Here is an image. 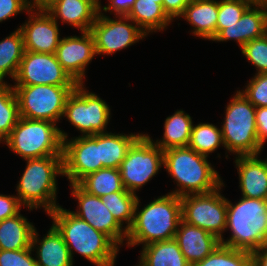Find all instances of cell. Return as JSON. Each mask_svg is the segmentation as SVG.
Instances as JSON below:
<instances>
[{
  "label": "cell",
  "mask_w": 267,
  "mask_h": 266,
  "mask_svg": "<svg viewBox=\"0 0 267 266\" xmlns=\"http://www.w3.org/2000/svg\"><path fill=\"white\" fill-rule=\"evenodd\" d=\"M20 117L58 123L65 103L76 86L14 85Z\"/></svg>",
  "instance_id": "cell-8"
},
{
  "label": "cell",
  "mask_w": 267,
  "mask_h": 266,
  "mask_svg": "<svg viewBox=\"0 0 267 266\" xmlns=\"http://www.w3.org/2000/svg\"><path fill=\"white\" fill-rule=\"evenodd\" d=\"M224 147L221 128L212 123H199L192 126L188 147L209 157L219 146Z\"/></svg>",
  "instance_id": "cell-33"
},
{
  "label": "cell",
  "mask_w": 267,
  "mask_h": 266,
  "mask_svg": "<svg viewBox=\"0 0 267 266\" xmlns=\"http://www.w3.org/2000/svg\"><path fill=\"white\" fill-rule=\"evenodd\" d=\"M114 18L99 12L90 29L97 55H112L147 37L128 16Z\"/></svg>",
  "instance_id": "cell-12"
},
{
  "label": "cell",
  "mask_w": 267,
  "mask_h": 266,
  "mask_svg": "<svg viewBox=\"0 0 267 266\" xmlns=\"http://www.w3.org/2000/svg\"><path fill=\"white\" fill-rule=\"evenodd\" d=\"M163 167L178 186L169 194L178 197L209 193L224 183L208 157L188 146L164 150Z\"/></svg>",
  "instance_id": "cell-3"
},
{
  "label": "cell",
  "mask_w": 267,
  "mask_h": 266,
  "mask_svg": "<svg viewBox=\"0 0 267 266\" xmlns=\"http://www.w3.org/2000/svg\"><path fill=\"white\" fill-rule=\"evenodd\" d=\"M250 1H252L253 3H260V2H262V0H250Z\"/></svg>",
  "instance_id": "cell-47"
},
{
  "label": "cell",
  "mask_w": 267,
  "mask_h": 266,
  "mask_svg": "<svg viewBox=\"0 0 267 266\" xmlns=\"http://www.w3.org/2000/svg\"><path fill=\"white\" fill-rule=\"evenodd\" d=\"M35 227L20 214L0 222V250H22L31 248Z\"/></svg>",
  "instance_id": "cell-24"
},
{
  "label": "cell",
  "mask_w": 267,
  "mask_h": 266,
  "mask_svg": "<svg viewBox=\"0 0 267 266\" xmlns=\"http://www.w3.org/2000/svg\"><path fill=\"white\" fill-rule=\"evenodd\" d=\"M222 245L253 252L267 246V200L243 197L233 205L227 198L226 230Z\"/></svg>",
  "instance_id": "cell-5"
},
{
  "label": "cell",
  "mask_w": 267,
  "mask_h": 266,
  "mask_svg": "<svg viewBox=\"0 0 267 266\" xmlns=\"http://www.w3.org/2000/svg\"><path fill=\"white\" fill-rule=\"evenodd\" d=\"M102 169L99 154V134L63 140V176L70 184Z\"/></svg>",
  "instance_id": "cell-14"
},
{
  "label": "cell",
  "mask_w": 267,
  "mask_h": 266,
  "mask_svg": "<svg viewBox=\"0 0 267 266\" xmlns=\"http://www.w3.org/2000/svg\"><path fill=\"white\" fill-rule=\"evenodd\" d=\"M99 0H55L45 10L58 22L90 31L99 13Z\"/></svg>",
  "instance_id": "cell-19"
},
{
  "label": "cell",
  "mask_w": 267,
  "mask_h": 266,
  "mask_svg": "<svg viewBox=\"0 0 267 266\" xmlns=\"http://www.w3.org/2000/svg\"><path fill=\"white\" fill-rule=\"evenodd\" d=\"M85 87L84 84H78L69 94L63 117H66L82 136L107 133L111 109L105 100Z\"/></svg>",
  "instance_id": "cell-9"
},
{
  "label": "cell",
  "mask_w": 267,
  "mask_h": 266,
  "mask_svg": "<svg viewBox=\"0 0 267 266\" xmlns=\"http://www.w3.org/2000/svg\"><path fill=\"white\" fill-rule=\"evenodd\" d=\"M23 206L18 197L13 195L0 194V222L18 214Z\"/></svg>",
  "instance_id": "cell-40"
},
{
  "label": "cell",
  "mask_w": 267,
  "mask_h": 266,
  "mask_svg": "<svg viewBox=\"0 0 267 266\" xmlns=\"http://www.w3.org/2000/svg\"><path fill=\"white\" fill-rule=\"evenodd\" d=\"M128 17L146 34L167 29L173 22L158 0H136Z\"/></svg>",
  "instance_id": "cell-25"
},
{
  "label": "cell",
  "mask_w": 267,
  "mask_h": 266,
  "mask_svg": "<svg viewBox=\"0 0 267 266\" xmlns=\"http://www.w3.org/2000/svg\"><path fill=\"white\" fill-rule=\"evenodd\" d=\"M32 248L22 250H0V266H37Z\"/></svg>",
  "instance_id": "cell-38"
},
{
  "label": "cell",
  "mask_w": 267,
  "mask_h": 266,
  "mask_svg": "<svg viewBox=\"0 0 267 266\" xmlns=\"http://www.w3.org/2000/svg\"><path fill=\"white\" fill-rule=\"evenodd\" d=\"M255 119L259 143L262 148H264V144L267 140V107H257Z\"/></svg>",
  "instance_id": "cell-43"
},
{
  "label": "cell",
  "mask_w": 267,
  "mask_h": 266,
  "mask_svg": "<svg viewBox=\"0 0 267 266\" xmlns=\"http://www.w3.org/2000/svg\"><path fill=\"white\" fill-rule=\"evenodd\" d=\"M135 266H145V265L139 260L138 265Z\"/></svg>",
  "instance_id": "cell-48"
},
{
  "label": "cell",
  "mask_w": 267,
  "mask_h": 266,
  "mask_svg": "<svg viewBox=\"0 0 267 266\" xmlns=\"http://www.w3.org/2000/svg\"><path fill=\"white\" fill-rule=\"evenodd\" d=\"M174 239L190 265L203 260L221 244L215 235L183 220L179 223Z\"/></svg>",
  "instance_id": "cell-20"
},
{
  "label": "cell",
  "mask_w": 267,
  "mask_h": 266,
  "mask_svg": "<svg viewBox=\"0 0 267 266\" xmlns=\"http://www.w3.org/2000/svg\"><path fill=\"white\" fill-rule=\"evenodd\" d=\"M251 254L252 266H267V246L261 247Z\"/></svg>",
  "instance_id": "cell-44"
},
{
  "label": "cell",
  "mask_w": 267,
  "mask_h": 266,
  "mask_svg": "<svg viewBox=\"0 0 267 266\" xmlns=\"http://www.w3.org/2000/svg\"><path fill=\"white\" fill-rule=\"evenodd\" d=\"M24 39L19 28L0 41V83L9 76L14 80L24 55Z\"/></svg>",
  "instance_id": "cell-29"
},
{
  "label": "cell",
  "mask_w": 267,
  "mask_h": 266,
  "mask_svg": "<svg viewBox=\"0 0 267 266\" xmlns=\"http://www.w3.org/2000/svg\"><path fill=\"white\" fill-rule=\"evenodd\" d=\"M15 85L77 86L55 54L24 52L14 78Z\"/></svg>",
  "instance_id": "cell-13"
},
{
  "label": "cell",
  "mask_w": 267,
  "mask_h": 266,
  "mask_svg": "<svg viewBox=\"0 0 267 266\" xmlns=\"http://www.w3.org/2000/svg\"><path fill=\"white\" fill-rule=\"evenodd\" d=\"M143 133H100L99 154L102 168H118L125 159L128 149Z\"/></svg>",
  "instance_id": "cell-26"
},
{
  "label": "cell",
  "mask_w": 267,
  "mask_h": 266,
  "mask_svg": "<svg viewBox=\"0 0 267 266\" xmlns=\"http://www.w3.org/2000/svg\"><path fill=\"white\" fill-rule=\"evenodd\" d=\"M71 195L78 201L74 215L89 223L94 229L106 234L119 248L124 244L127 230L113 217L112 213L103 204L101 197L88 194L77 184L69 185Z\"/></svg>",
  "instance_id": "cell-15"
},
{
  "label": "cell",
  "mask_w": 267,
  "mask_h": 266,
  "mask_svg": "<svg viewBox=\"0 0 267 266\" xmlns=\"http://www.w3.org/2000/svg\"><path fill=\"white\" fill-rule=\"evenodd\" d=\"M266 10V18H267V0H262L261 2Z\"/></svg>",
  "instance_id": "cell-46"
},
{
  "label": "cell",
  "mask_w": 267,
  "mask_h": 266,
  "mask_svg": "<svg viewBox=\"0 0 267 266\" xmlns=\"http://www.w3.org/2000/svg\"><path fill=\"white\" fill-rule=\"evenodd\" d=\"M25 170L17 183L19 202L33 210L44 208L48 214L55 210L57 203V180L63 176V155H51L42 158L25 159Z\"/></svg>",
  "instance_id": "cell-4"
},
{
  "label": "cell",
  "mask_w": 267,
  "mask_h": 266,
  "mask_svg": "<svg viewBox=\"0 0 267 266\" xmlns=\"http://www.w3.org/2000/svg\"><path fill=\"white\" fill-rule=\"evenodd\" d=\"M55 0H27L30 9H46Z\"/></svg>",
  "instance_id": "cell-45"
},
{
  "label": "cell",
  "mask_w": 267,
  "mask_h": 266,
  "mask_svg": "<svg viewBox=\"0 0 267 266\" xmlns=\"http://www.w3.org/2000/svg\"><path fill=\"white\" fill-rule=\"evenodd\" d=\"M30 10L27 0H0V23Z\"/></svg>",
  "instance_id": "cell-39"
},
{
  "label": "cell",
  "mask_w": 267,
  "mask_h": 266,
  "mask_svg": "<svg viewBox=\"0 0 267 266\" xmlns=\"http://www.w3.org/2000/svg\"><path fill=\"white\" fill-rule=\"evenodd\" d=\"M95 55L94 38L90 31H81V36L61 38L55 51L56 59L77 84H84L86 68Z\"/></svg>",
  "instance_id": "cell-16"
},
{
  "label": "cell",
  "mask_w": 267,
  "mask_h": 266,
  "mask_svg": "<svg viewBox=\"0 0 267 266\" xmlns=\"http://www.w3.org/2000/svg\"><path fill=\"white\" fill-rule=\"evenodd\" d=\"M35 228L31 248L36 250L37 266H73L69 249L62 235L52 225L47 234L39 240Z\"/></svg>",
  "instance_id": "cell-22"
},
{
  "label": "cell",
  "mask_w": 267,
  "mask_h": 266,
  "mask_svg": "<svg viewBox=\"0 0 267 266\" xmlns=\"http://www.w3.org/2000/svg\"><path fill=\"white\" fill-rule=\"evenodd\" d=\"M223 186L224 183L209 193L181 197L182 220L206 230L220 240L224 239L227 219V198L220 193Z\"/></svg>",
  "instance_id": "cell-11"
},
{
  "label": "cell",
  "mask_w": 267,
  "mask_h": 266,
  "mask_svg": "<svg viewBox=\"0 0 267 266\" xmlns=\"http://www.w3.org/2000/svg\"><path fill=\"white\" fill-rule=\"evenodd\" d=\"M241 51L246 60L257 69L255 74L267 73V33L246 43Z\"/></svg>",
  "instance_id": "cell-36"
},
{
  "label": "cell",
  "mask_w": 267,
  "mask_h": 266,
  "mask_svg": "<svg viewBox=\"0 0 267 266\" xmlns=\"http://www.w3.org/2000/svg\"><path fill=\"white\" fill-rule=\"evenodd\" d=\"M225 109L221 132L226 151L236 156L259 155L263 148L257 133L256 107L237 90Z\"/></svg>",
  "instance_id": "cell-6"
},
{
  "label": "cell",
  "mask_w": 267,
  "mask_h": 266,
  "mask_svg": "<svg viewBox=\"0 0 267 266\" xmlns=\"http://www.w3.org/2000/svg\"><path fill=\"white\" fill-rule=\"evenodd\" d=\"M47 215L62 235L73 262L76 252L96 266H114L119 247L106 234L60 205Z\"/></svg>",
  "instance_id": "cell-1"
},
{
  "label": "cell",
  "mask_w": 267,
  "mask_h": 266,
  "mask_svg": "<svg viewBox=\"0 0 267 266\" xmlns=\"http://www.w3.org/2000/svg\"><path fill=\"white\" fill-rule=\"evenodd\" d=\"M19 119V104L13 85L0 83V143L10 135Z\"/></svg>",
  "instance_id": "cell-32"
},
{
  "label": "cell",
  "mask_w": 267,
  "mask_h": 266,
  "mask_svg": "<svg viewBox=\"0 0 267 266\" xmlns=\"http://www.w3.org/2000/svg\"><path fill=\"white\" fill-rule=\"evenodd\" d=\"M77 185L88 194L102 197L124 188L118 168H102L82 178Z\"/></svg>",
  "instance_id": "cell-30"
},
{
  "label": "cell",
  "mask_w": 267,
  "mask_h": 266,
  "mask_svg": "<svg viewBox=\"0 0 267 266\" xmlns=\"http://www.w3.org/2000/svg\"><path fill=\"white\" fill-rule=\"evenodd\" d=\"M101 199L117 222L128 230L134 220L135 206L138 200L137 194L129 191H116L102 196ZM124 222L127 224L126 226Z\"/></svg>",
  "instance_id": "cell-31"
},
{
  "label": "cell",
  "mask_w": 267,
  "mask_h": 266,
  "mask_svg": "<svg viewBox=\"0 0 267 266\" xmlns=\"http://www.w3.org/2000/svg\"><path fill=\"white\" fill-rule=\"evenodd\" d=\"M191 0H163L162 7L167 16L173 21L184 13L185 7Z\"/></svg>",
  "instance_id": "cell-42"
},
{
  "label": "cell",
  "mask_w": 267,
  "mask_h": 266,
  "mask_svg": "<svg viewBox=\"0 0 267 266\" xmlns=\"http://www.w3.org/2000/svg\"><path fill=\"white\" fill-rule=\"evenodd\" d=\"M158 3L162 5V3H163V0H158Z\"/></svg>",
  "instance_id": "cell-49"
},
{
  "label": "cell",
  "mask_w": 267,
  "mask_h": 266,
  "mask_svg": "<svg viewBox=\"0 0 267 266\" xmlns=\"http://www.w3.org/2000/svg\"><path fill=\"white\" fill-rule=\"evenodd\" d=\"M109 3L107 6L101 5L99 2V12H110L114 16H128L130 10L133 7V4L136 0H108Z\"/></svg>",
  "instance_id": "cell-41"
},
{
  "label": "cell",
  "mask_w": 267,
  "mask_h": 266,
  "mask_svg": "<svg viewBox=\"0 0 267 266\" xmlns=\"http://www.w3.org/2000/svg\"><path fill=\"white\" fill-rule=\"evenodd\" d=\"M242 94L257 108L267 107V73L255 74Z\"/></svg>",
  "instance_id": "cell-37"
},
{
  "label": "cell",
  "mask_w": 267,
  "mask_h": 266,
  "mask_svg": "<svg viewBox=\"0 0 267 266\" xmlns=\"http://www.w3.org/2000/svg\"><path fill=\"white\" fill-rule=\"evenodd\" d=\"M163 167V150L142 134L128 149L119 170L124 188L136 194Z\"/></svg>",
  "instance_id": "cell-10"
},
{
  "label": "cell",
  "mask_w": 267,
  "mask_h": 266,
  "mask_svg": "<svg viewBox=\"0 0 267 266\" xmlns=\"http://www.w3.org/2000/svg\"><path fill=\"white\" fill-rule=\"evenodd\" d=\"M217 16V0H191L180 17L192 25V34L212 41L216 37Z\"/></svg>",
  "instance_id": "cell-23"
},
{
  "label": "cell",
  "mask_w": 267,
  "mask_h": 266,
  "mask_svg": "<svg viewBox=\"0 0 267 266\" xmlns=\"http://www.w3.org/2000/svg\"><path fill=\"white\" fill-rule=\"evenodd\" d=\"M191 266H252V254L220 244L211 254Z\"/></svg>",
  "instance_id": "cell-34"
},
{
  "label": "cell",
  "mask_w": 267,
  "mask_h": 266,
  "mask_svg": "<svg viewBox=\"0 0 267 266\" xmlns=\"http://www.w3.org/2000/svg\"><path fill=\"white\" fill-rule=\"evenodd\" d=\"M28 20L18 28L21 30L26 51L55 54L60 43L58 22L45 9H30Z\"/></svg>",
  "instance_id": "cell-17"
},
{
  "label": "cell",
  "mask_w": 267,
  "mask_h": 266,
  "mask_svg": "<svg viewBox=\"0 0 267 266\" xmlns=\"http://www.w3.org/2000/svg\"><path fill=\"white\" fill-rule=\"evenodd\" d=\"M193 126L192 118L185 111L177 110L168 116L164 122V133L160 140L152 142L163 151L171 148L187 147L191 137Z\"/></svg>",
  "instance_id": "cell-27"
},
{
  "label": "cell",
  "mask_w": 267,
  "mask_h": 266,
  "mask_svg": "<svg viewBox=\"0 0 267 266\" xmlns=\"http://www.w3.org/2000/svg\"><path fill=\"white\" fill-rule=\"evenodd\" d=\"M267 33L266 10L263 4L253 3L235 24L224 28L212 41L234 40L240 49L251 40Z\"/></svg>",
  "instance_id": "cell-18"
},
{
  "label": "cell",
  "mask_w": 267,
  "mask_h": 266,
  "mask_svg": "<svg viewBox=\"0 0 267 266\" xmlns=\"http://www.w3.org/2000/svg\"><path fill=\"white\" fill-rule=\"evenodd\" d=\"M60 129L51 121L20 117L3 143L23 160L63 155V140L69 137Z\"/></svg>",
  "instance_id": "cell-7"
},
{
  "label": "cell",
  "mask_w": 267,
  "mask_h": 266,
  "mask_svg": "<svg viewBox=\"0 0 267 266\" xmlns=\"http://www.w3.org/2000/svg\"><path fill=\"white\" fill-rule=\"evenodd\" d=\"M258 156L235 157L239 187L243 197L267 200V158L262 160Z\"/></svg>",
  "instance_id": "cell-21"
},
{
  "label": "cell",
  "mask_w": 267,
  "mask_h": 266,
  "mask_svg": "<svg viewBox=\"0 0 267 266\" xmlns=\"http://www.w3.org/2000/svg\"><path fill=\"white\" fill-rule=\"evenodd\" d=\"M139 260L145 266H191L175 239L153 242L143 246Z\"/></svg>",
  "instance_id": "cell-28"
},
{
  "label": "cell",
  "mask_w": 267,
  "mask_h": 266,
  "mask_svg": "<svg viewBox=\"0 0 267 266\" xmlns=\"http://www.w3.org/2000/svg\"><path fill=\"white\" fill-rule=\"evenodd\" d=\"M253 4L250 0H218L216 36L224 29L235 24Z\"/></svg>",
  "instance_id": "cell-35"
},
{
  "label": "cell",
  "mask_w": 267,
  "mask_h": 266,
  "mask_svg": "<svg viewBox=\"0 0 267 266\" xmlns=\"http://www.w3.org/2000/svg\"><path fill=\"white\" fill-rule=\"evenodd\" d=\"M139 201L138 197L134 220L127 230V247L140 244L143 247L153 242L174 239L182 220L181 197L168 193L154 198L142 209L139 208Z\"/></svg>",
  "instance_id": "cell-2"
}]
</instances>
